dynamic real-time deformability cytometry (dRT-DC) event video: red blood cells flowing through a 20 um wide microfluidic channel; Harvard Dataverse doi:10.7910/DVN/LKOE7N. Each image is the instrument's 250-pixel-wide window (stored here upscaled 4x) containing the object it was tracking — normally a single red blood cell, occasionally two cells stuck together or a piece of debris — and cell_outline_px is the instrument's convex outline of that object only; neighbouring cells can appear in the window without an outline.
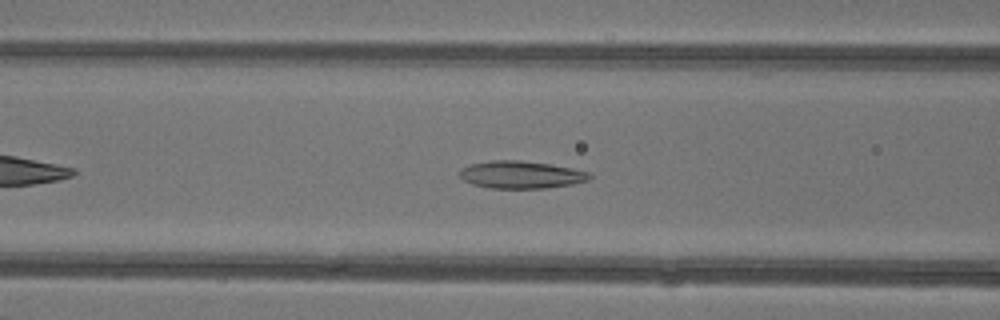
{"species": "common noctule bat (a hibernating species)", "species_latin": "Nyctalus noctula", "temperature_condition": "warm", "stored_images_in_passage": 39, "camera_frame_rate_fps": 3000, "um_per_image_px": 0.085, "animal": {"sex": "female"}, "frame": {"image": 1, "passage_image": 10, "time_ms": 3.0, "image_size_px": [1000, 320], "cell_outline_px": [[592, 176], [588, 180], [572, 184], [544, 188], [488, 188], [472, 184], [464, 180], [460, 176], [460, 168], [472, 164], [492, 160], [520, 160], [548, 164], [572, 168], [588, 172]], "centroid_in_image_um": [44.27, 14.85], "position_along_channel_um": 122.3, "area_um2": 20.63}}
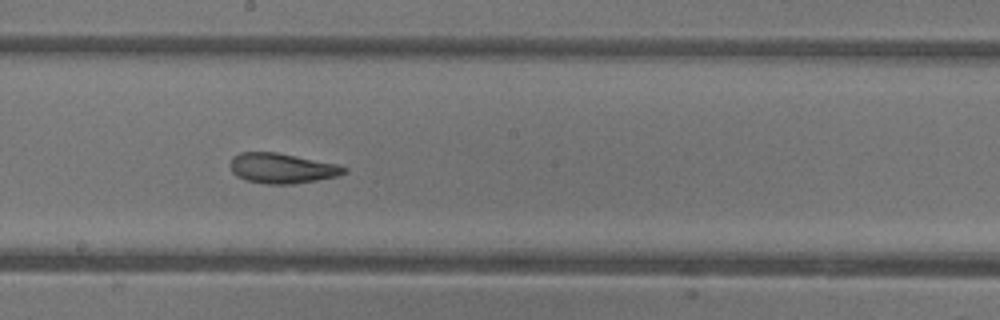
{"frame": {"image": 2, "passage_image": 17, "time_ms": 5.333, "image_size_px": [1000, 320], "cell_outline_px": [[348, 172], [340, 176], [292, 184], [268, 184], [248, 180], [236, 176], [232, 172], [228, 164], [232, 156], [240, 152], [276, 152], [336, 164], [348, 168]], "centroid_in_image_um": [23.95, 14.3], "position_along_channel_um": 224.3, "area_um2": 20.06}}
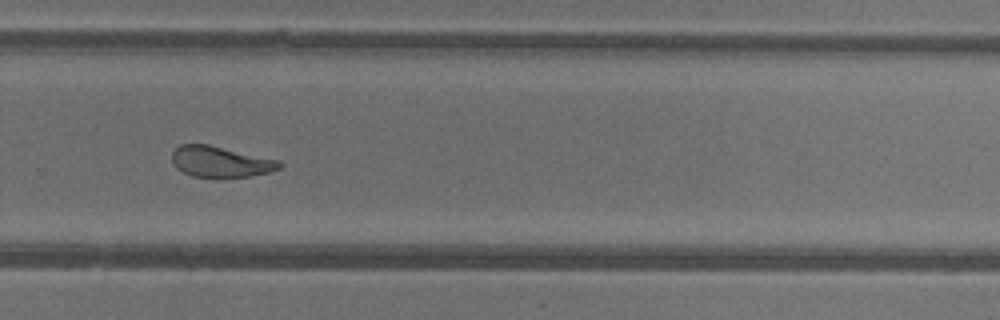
{"frame": {"image": 3, "passage_image": 23, "time_ms": 7.333, "image_size_px": [1000, 320], "cell_outline_px": [[284, 164], [280, 168], [268, 172], [252, 176], [192, 176], [176, 168], [172, 164], [172, 152], [180, 144], [208, 144], [280, 160]], "centroid_in_image_um": [18.75, 13.73], "position_along_channel_um": 311.1, "area_um2": 19.19}, "authors_computed_cell_mechanics": {"area_um2": 21.4438, "velocity_mm_per_s": 4.3709, "shape_relaxation_time_tau1_ms": null, "shape_relaxation_time_tau2_ms": 2.515, "deformation_change_tau1": null, "deformation_change_tau2": 0.101}}